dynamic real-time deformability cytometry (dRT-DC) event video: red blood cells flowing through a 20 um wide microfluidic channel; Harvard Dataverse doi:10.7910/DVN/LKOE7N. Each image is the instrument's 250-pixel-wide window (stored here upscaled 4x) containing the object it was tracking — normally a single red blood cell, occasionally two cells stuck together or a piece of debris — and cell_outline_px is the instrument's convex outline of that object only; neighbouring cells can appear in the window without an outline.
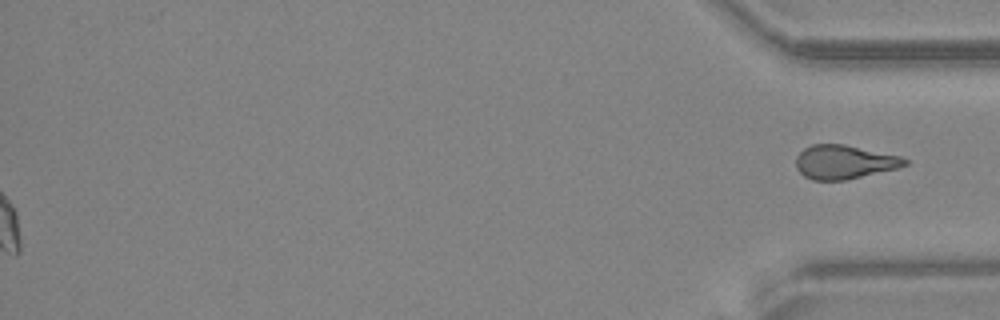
{"species": "common noctule bat (a hibernating species)", "species_latin": "Nyctalus noctula", "temperature_condition": "warm", "stored_images_in_passage": 49, "segment_of_instrument_passage": [2, 2], "camera_frame_rate_fps": 3000, "um_per_image_px": 0.085, "animal": {"sex": "female", "body_mass_g": 24.6, "forearm_length_mm": 56.2}, "frame": {"image": 1, "passage_image": 49, "time_ms": 16.0, "image_size_px": [1000, 320], "cell_outline_px": [[908, 164], [896, 168], [844, 180], [812, 180], [804, 176], [796, 168], [796, 156], [804, 148], [812, 144], [844, 144], [900, 156], [908, 160]], "centroid_in_image_um": [71.72, 13.76], "position_along_channel_um": 363.5, "area_um2": 21.27}}